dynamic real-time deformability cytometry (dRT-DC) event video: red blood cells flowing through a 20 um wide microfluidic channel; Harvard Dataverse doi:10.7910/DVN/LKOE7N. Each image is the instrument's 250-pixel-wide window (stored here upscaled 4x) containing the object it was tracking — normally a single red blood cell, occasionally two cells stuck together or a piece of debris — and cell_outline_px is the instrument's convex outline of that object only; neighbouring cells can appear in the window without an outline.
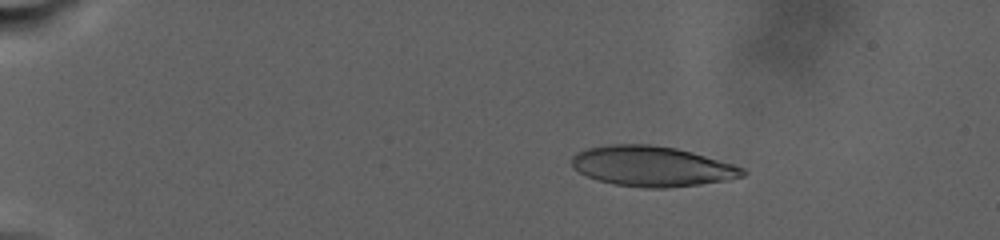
{"species": "human", "species_latin": "Homo sapiens", "temperature_condition": "warm", "stored_images_in_passage": 54, "camera_frame_rate_fps": 3000, "um_per_image_px": 0.085, "donor": {"sex": "male"}, "frame": {"image": 1, "passage_image": 11, "time_ms": 5.667, "image_size_px": [1000, 240], "cell_outline_px": [[748, 172], [744, 176], [728, 180], [700, 184], [664, 188], [644, 188], [616, 184], [596, 180], [572, 168], [572, 156], [576, 152], [588, 148], [612, 144], [652, 144], [676, 148], [692, 152], [732, 164], [744, 168]], "centroid_in_image_um": [55.42, 14.13], "position_along_channel_um": 29.6, "area_um2": 40.06}}
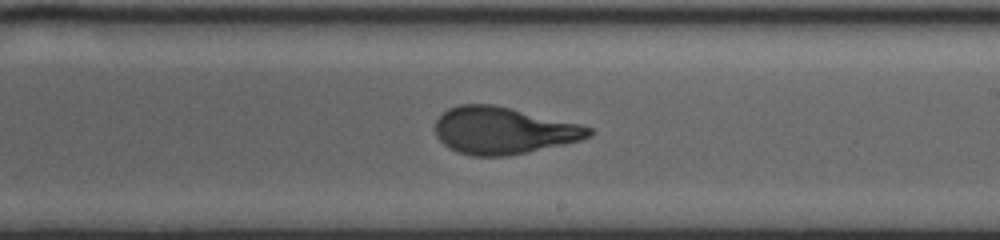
{"frame": {"image": 2, "passage_image": 35, "time_ms": 19.667, "image_size_px": [1000, 240], "cell_outline_px": [[592, 136], [580, 140], [564, 144], [528, 152], [504, 156], [472, 156], [456, 152], [448, 148], [436, 136], [436, 120], [448, 108], [460, 104], [492, 104], [580, 124], [592, 128]], "centroid_in_image_um": [42.76, 11.1], "position_along_channel_um": 246.2, "area_um2": 41.91}}
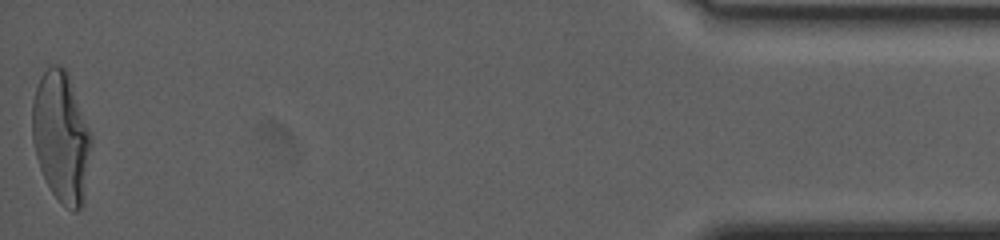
{"frame": {"image": 3, "passage_image": 54, "time_ms": 31.0, "image_size_px": [1000, 240], "cell_outline_px": [[92, 144], [84, 204], [76, 212], [72, 212], [60, 204], [52, 192], [40, 168], [36, 156], [32, 140], [32, 100], [40, 76], [52, 64], [60, 64], [68, 72], [92, 136]], "centroid_in_image_um": [5.22, 11.67], "position_along_channel_um": 430.0, "area_um2": 45.43}, "authors_computed_cell_mechanics": {"area_um2": 41.5004, "velocity_mm_per_s": 2.3001, "shape_relaxation_time_tau1_ms": 9.7404, "shape_relaxation_time_tau2_ms": 1.5183, "deformation_change_tau1": 0.2748, "deformation_change_tau2": 0.0863}}